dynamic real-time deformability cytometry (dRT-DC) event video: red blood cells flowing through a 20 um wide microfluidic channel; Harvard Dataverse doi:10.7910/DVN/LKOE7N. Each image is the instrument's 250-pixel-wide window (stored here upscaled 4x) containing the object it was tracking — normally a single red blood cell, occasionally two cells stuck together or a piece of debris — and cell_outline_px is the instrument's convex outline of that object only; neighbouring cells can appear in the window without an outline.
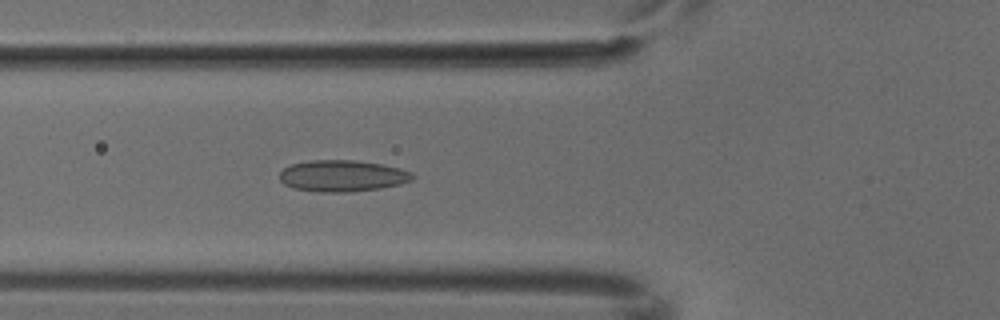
{"species": "common noctule bat (a hibernating species)", "species_latin": "Nyctalus noctula", "temperature_condition": "cold", "stored_images_in_passage": 4, "camera_frame_rate_fps": 3000, "um_per_image_px": 0.085, "animal": {"sex": "male", "body_mass_g": 18.8}, "frame": {"image": 1, "passage_image": 4, "time_ms": 1.0, "image_size_px": [1000, 320], "cell_outline_px": [[416, 176], [412, 180], [400, 184], [380, 188], [352, 192], [320, 192], [292, 188], [284, 184], [280, 180], [280, 172], [284, 168], [292, 164], [308, 160], [352, 160], [380, 164], [400, 168], [412, 172]], "centroid_in_image_um": [29.1, 14.95], "position_along_channel_um": 96.7, "area_um2": 24.45}}